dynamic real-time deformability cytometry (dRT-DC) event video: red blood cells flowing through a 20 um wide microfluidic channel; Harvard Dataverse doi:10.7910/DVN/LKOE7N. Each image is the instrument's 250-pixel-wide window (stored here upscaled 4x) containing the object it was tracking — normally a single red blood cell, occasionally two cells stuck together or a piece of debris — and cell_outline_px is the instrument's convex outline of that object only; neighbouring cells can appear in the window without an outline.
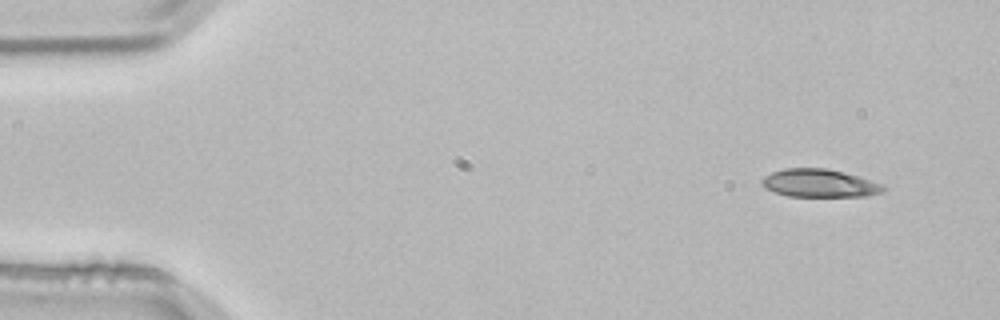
{"species": "common noctule bat (a hibernating species)", "species_latin": "Nyctalus noctula", "temperature_condition": "room temperature", "stored_images_in_passage": 3, "camera_frame_rate_fps": 3000, "um_per_image_px": 0.085, "animal": {"sex": "male", "body_mass_g": 21.5, "forearm_length_mm": 52.0}, "frame": {"image": 1, "passage_image": 1, "time_ms": 0.0, "image_size_px": [1000, 320], "cell_outline_px": [[884, 188], [880, 192], [868, 196], [788, 196], [764, 188], [760, 184], [760, 180], [764, 176], [772, 172], [784, 168], [824, 168], [856, 176], [884, 184]], "centroid_in_image_um": [69.59, 15.57], "position_along_channel_um": 15.4, "area_um2": 19.59}}
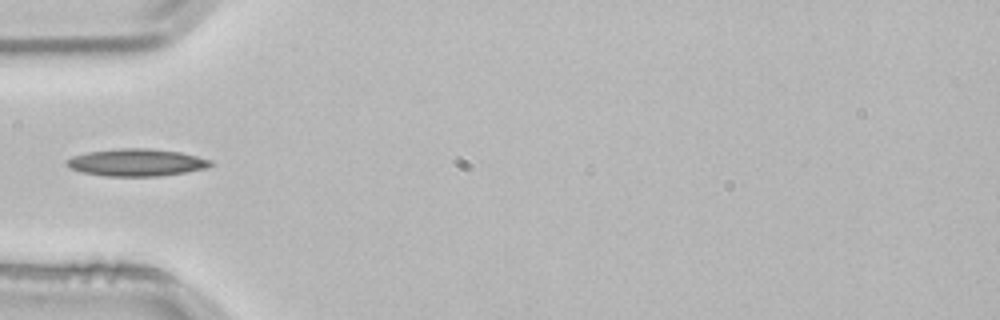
{"frame": {"image": 2, "passage_image": 3, "time_ms": 0.667, "image_size_px": [1000, 320], "cell_outline_px": [[216, 164], [208, 168], [160, 176], [104, 176], [84, 172], [72, 168], [68, 164], [68, 160], [72, 156], [88, 152], [116, 148], [148, 148], [180, 152], [212, 160]], "centroid_in_image_um": [11.68, 13.8], "position_along_channel_um": 73.3, "area_um2": 22.77}}